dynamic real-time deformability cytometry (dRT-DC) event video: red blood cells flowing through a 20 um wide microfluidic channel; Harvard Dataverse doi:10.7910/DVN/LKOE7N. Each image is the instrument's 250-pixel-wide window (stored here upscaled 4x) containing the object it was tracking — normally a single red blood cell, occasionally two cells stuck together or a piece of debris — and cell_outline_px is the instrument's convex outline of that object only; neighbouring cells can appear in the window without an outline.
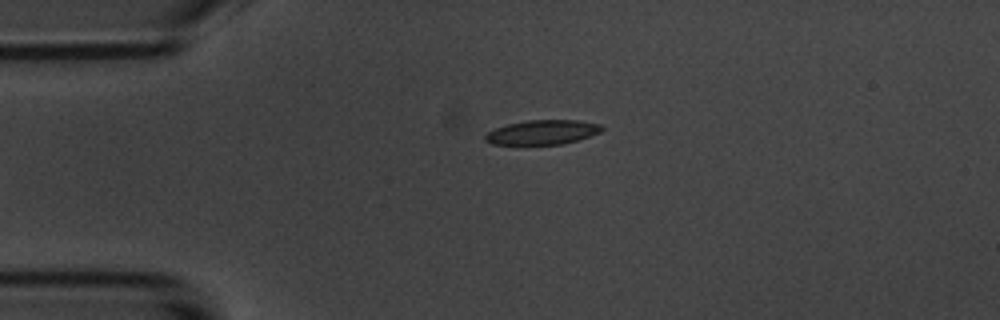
{"species": "common noctule bat (a hibernating species)", "species_latin": "Nyctalus noctula", "temperature_condition": "room temperature", "stored_images_in_passage": 3, "camera_frame_rate_fps": 3000, "um_per_image_px": 0.085, "animal": {"sex": "male", "body_mass_g": 20.1, "forearm_length_mm": 53.5}, "frame": {"image": 1, "passage_image": 1, "time_ms": 0.0, "image_size_px": [1000, 320], "cell_outline_px": [[604, 128], [600, 132], [576, 140], [560, 144], [492, 144], [484, 140], [484, 136], [488, 132], [496, 128], [508, 124], [528, 120], [580, 120], [600, 124]], "centroid_in_image_um": [46.1, 11.23], "position_along_channel_um": 38.9, "area_um2": 16.42}}